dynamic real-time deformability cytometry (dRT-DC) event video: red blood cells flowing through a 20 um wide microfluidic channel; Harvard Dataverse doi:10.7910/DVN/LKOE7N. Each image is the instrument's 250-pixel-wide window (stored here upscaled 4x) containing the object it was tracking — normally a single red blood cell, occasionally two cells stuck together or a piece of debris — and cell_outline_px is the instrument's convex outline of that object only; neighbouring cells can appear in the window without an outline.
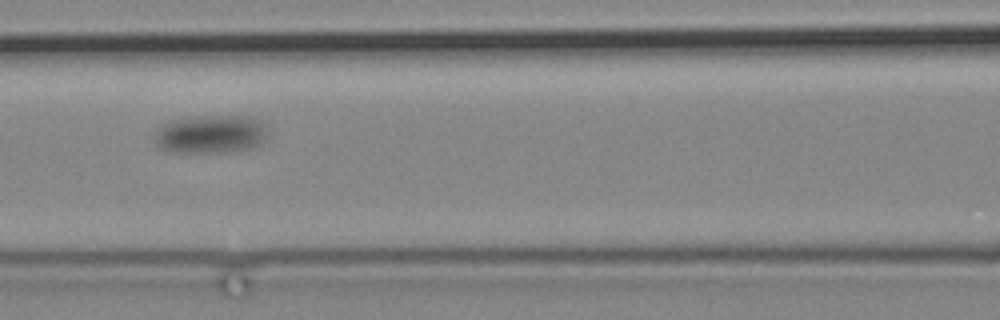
{"species": "common noctule bat (a hibernating species)", "species_latin": "Nyctalus noctula", "temperature_condition": "cold", "stored_images_in_passage": 10, "camera_frame_rate_fps": 3000, "um_per_image_px": 0.085, "animal": {"sex": "male", "body_mass_g": 19.2, "forearm_length_mm": 51.8}, "frame": {"image": 1, "passage_image": 6, "time_ms": 6.0, "image_size_px": [1000, 320], "cell_outline_px": [[268, 136], [260, 144], [252, 148], [224, 152], [172, 152], [160, 148], [156, 144], [156, 132], [164, 124], [172, 120], [200, 116], [244, 116], [256, 120], [264, 124]], "centroid_in_image_um": [17.92, 11.41], "position_along_channel_um": 148.7, "area_um2": 24.97}}
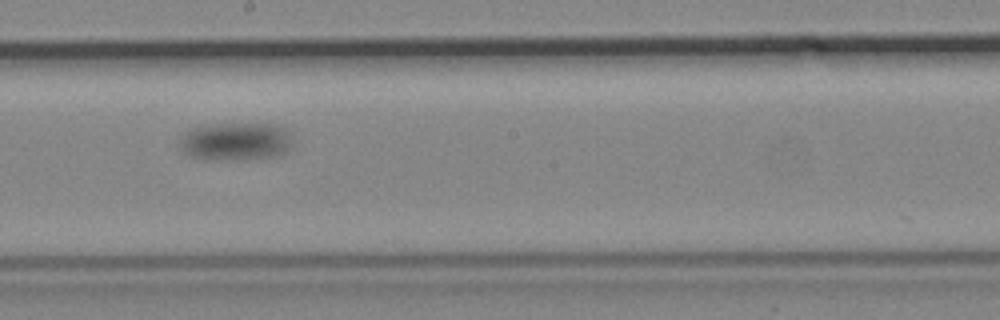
{"frame": {"image": 2, "passage_image": 9, "time_ms": 9.333, "image_size_px": [1000, 320], "cell_outline_px": [[288, 152], [276, 156], [248, 160], [216, 160], [188, 156], [180, 148], [180, 144], [184, 136], [192, 128], [212, 124], [272, 124], [284, 128], [288, 132]], "centroid_in_image_um": [20.02, 12.05], "position_along_channel_um": 228.2, "area_um2": 24.74}}
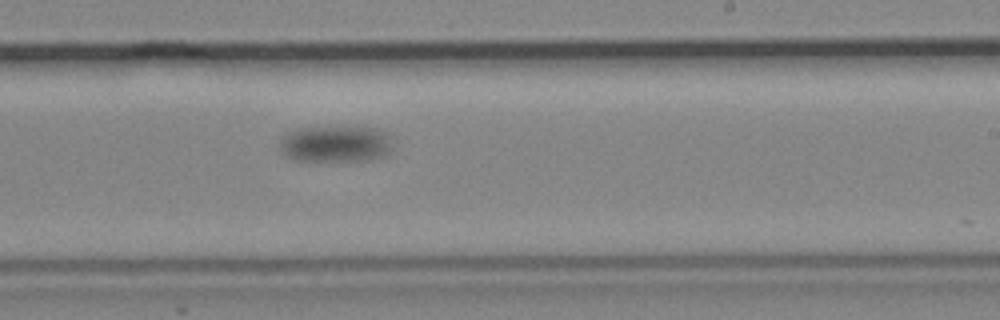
{"frame": {"image": 3, "passage_image": 10, "time_ms": 10.667, "image_size_px": [1000, 320], "cell_outline_px": [[392, 148], [388, 156], [372, 160], [292, 160], [280, 152], [276, 144], [288, 132], [296, 128], [376, 128], [388, 132]], "centroid_in_image_um": [28.51, 12.25], "position_along_channel_um": 260.5, "area_um2": 24.16}}